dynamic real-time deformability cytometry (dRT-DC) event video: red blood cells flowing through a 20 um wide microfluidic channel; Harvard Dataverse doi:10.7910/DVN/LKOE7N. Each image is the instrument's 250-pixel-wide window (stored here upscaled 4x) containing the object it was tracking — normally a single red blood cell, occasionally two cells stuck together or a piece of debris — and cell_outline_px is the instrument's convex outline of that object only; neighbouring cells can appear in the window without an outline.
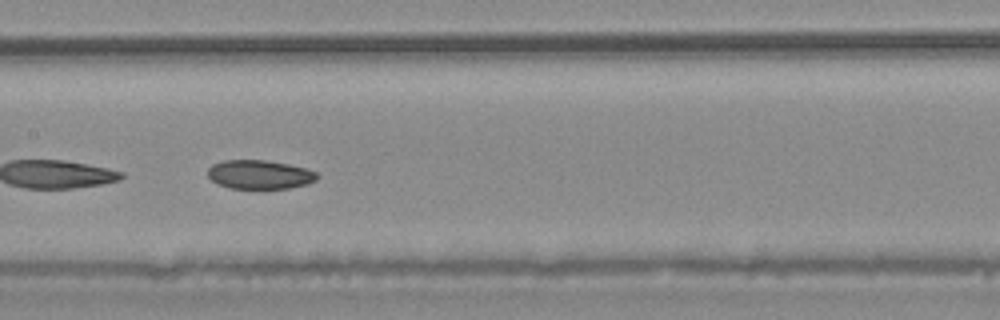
{"species": "common noctule bat (a hibernating species)", "species_latin": "Nyctalus noctula", "temperature_condition": "warm", "stored_images_in_passage": 31, "camera_frame_rate_fps": 3000, "um_per_image_px": 0.085, "animal": {"sex": "male", "body_mass_g": 20.4}, "frame": {"image": 1, "passage_image": 22, "time_ms": 7.0, "image_size_px": [1000, 320], "cell_outline_px": [[320, 176], [316, 180], [308, 184], [288, 188], [228, 188], [216, 184], [208, 176], [208, 168], [212, 164], [224, 160], [264, 160], [288, 164], [308, 168], [316, 172]], "centroid_in_image_um": [22.08, 14.83], "position_along_channel_um": 185.3, "area_um2": 18.55}}